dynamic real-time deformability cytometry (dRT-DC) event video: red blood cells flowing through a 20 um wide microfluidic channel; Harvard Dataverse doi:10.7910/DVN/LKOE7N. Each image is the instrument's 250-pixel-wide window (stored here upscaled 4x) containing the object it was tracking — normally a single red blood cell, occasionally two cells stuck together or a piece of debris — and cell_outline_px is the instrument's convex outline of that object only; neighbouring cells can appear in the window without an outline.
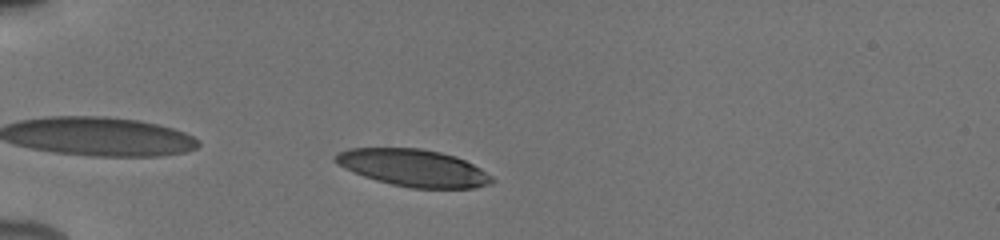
{"species": "human", "species_latin": "Homo sapiens", "temperature_condition": "cold", "stored_images_in_passage": 40, "camera_frame_rate_fps": 3000, "um_per_image_px": 0.085, "donor": {"sex": "male"}, "frame": {"image": 1, "passage_image": 3, "time_ms": 0.667, "image_size_px": [1000, 240], "cell_outline_px": [[496, 180], [492, 184], [472, 188], [412, 188], [392, 184], [376, 180], [364, 176], [344, 168], [332, 160], [332, 156], [336, 152], [348, 148], [420, 148], [440, 152], [456, 156], [480, 168], [492, 176]], "centroid_in_image_um": [35.12, 14.26], "position_along_channel_um": 49.9, "area_um2": 33.99}}
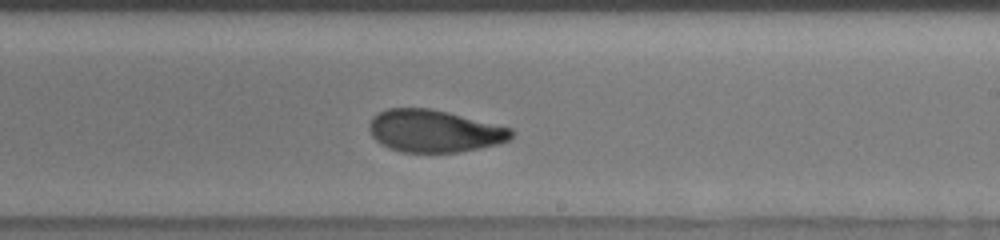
{"frame": {"image": 2, "passage_image": 21, "time_ms": 6.667, "image_size_px": [1000, 240], "cell_outline_px": [[516, 132], [508, 140], [496, 144], [480, 148], [456, 152], [404, 152], [388, 148], [380, 144], [372, 136], [368, 128], [368, 124], [372, 116], [388, 108], [428, 108], [448, 112], [512, 128]], "centroid_in_image_um": [36.89, 11.13], "position_along_channel_um": 252.1, "area_um2": 35.08}}
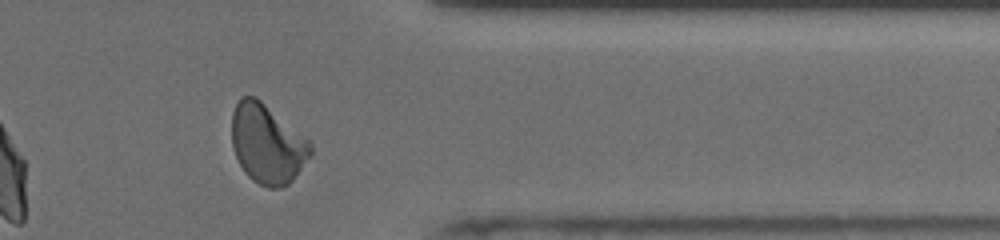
{"frame": {"image": 3, "passage_image": 32, "time_ms": 10.333, "image_size_px": [1000, 240], "cell_outline_px": [[312, 156], [292, 180], [288, 184], [280, 188], [268, 188], [252, 180], [244, 172], [232, 148], [232, 112], [240, 96], [256, 96], [312, 140]], "centroid_in_image_um": [22.75, 12.21], "position_along_channel_um": 388.7, "area_um2": 37.05}, "authors_computed_cell_mechanics": {"area_um2": 35.2869, "velocity_mm_per_s": 3.8974, "shape_relaxation_time_tau1_ms": 5.4983, "shape_relaxation_time_tau2_ms": 1.2332, "deformation_change_tau1": 0.1862, "deformation_change_tau2": 0.072}}